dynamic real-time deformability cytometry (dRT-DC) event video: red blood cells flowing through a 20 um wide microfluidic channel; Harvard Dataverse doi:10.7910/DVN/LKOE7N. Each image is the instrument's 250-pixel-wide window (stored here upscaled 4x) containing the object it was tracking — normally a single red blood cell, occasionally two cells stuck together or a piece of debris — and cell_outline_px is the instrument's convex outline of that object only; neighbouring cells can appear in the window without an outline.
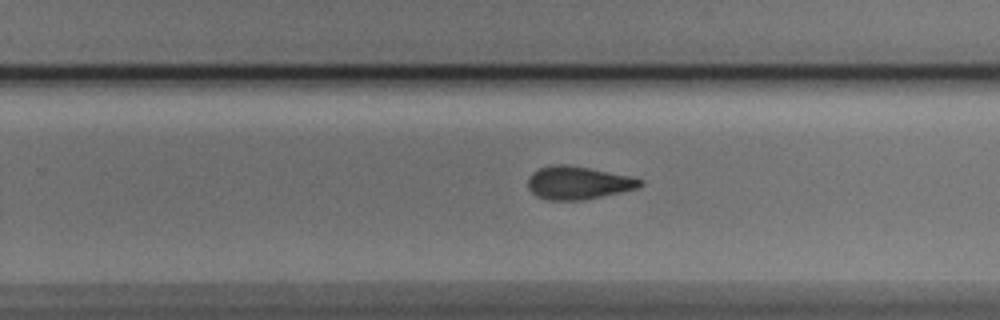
{"species": "Egyptian fruit bat (a non-hibernating species)", "species_latin": "Rousettus aegyptiacus", "temperature_condition": "cold", "stored_images_in_passage": 33, "camera_frame_rate_fps": 3000, "um_per_image_px": 0.085, "animal": {"sex": "male"}, "frame": {"image": 1, "passage_image": 17, "time_ms": 5.333, "image_size_px": [1000, 320], "cell_outline_px": [[636, 184], [624, 188], [600, 192], [540, 192], [532, 184], [532, 180], [540, 172], [564, 168], [636, 180]], "centroid_in_image_um": [49.14, 15.44], "position_along_channel_um": 280.7, "area_um2": 13.01}}
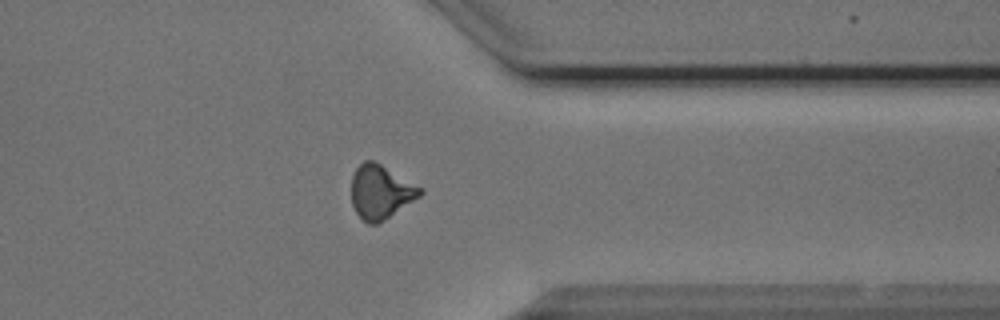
{"frame": {"image": 2, "passage_image": 25, "time_ms": 8.0, "image_size_px": [1000, 320], "cell_outline_px": [[420, 192], [384, 216], [376, 220], [368, 220], [360, 212], [356, 204], [356, 172], [364, 164], [372, 164], [380, 168], [416, 188]], "centroid_in_image_um": [32.32, 16.31], "position_along_channel_um": 379.1, "area_um2": 16.3}}
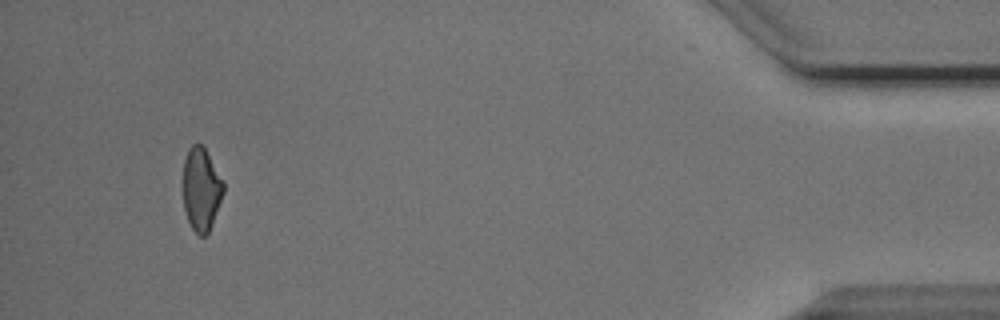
{"frame": {"image": 3, "passage_image": 33, "time_ms": 10.667, "image_size_px": [1000, 320], "cell_outline_px": [[220, 196], [208, 228], [204, 232], [192, 224], [188, 216], [184, 196], [184, 168], [188, 156], [204, 152], [220, 180]], "centroid_in_image_um": [17.06, 16.17], "position_along_channel_um": 418.1, "area_um2": 15.43}}